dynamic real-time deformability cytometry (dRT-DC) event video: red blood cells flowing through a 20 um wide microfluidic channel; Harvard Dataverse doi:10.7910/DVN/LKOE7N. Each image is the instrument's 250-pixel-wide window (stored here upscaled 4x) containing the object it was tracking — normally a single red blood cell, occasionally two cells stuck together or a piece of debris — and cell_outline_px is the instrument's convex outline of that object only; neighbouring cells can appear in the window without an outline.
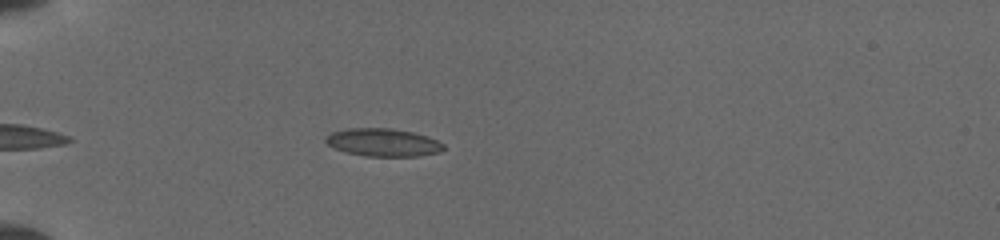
{"species": "common noctule bat (a hibernating species)", "species_latin": "Nyctalus noctula", "temperature_condition": "cold", "stored_images_in_passage": 16, "camera_frame_rate_fps": 3000, "um_per_image_px": 0.085, "animal": {"sex": "female", "body_mass_g": 19.5, "forearm_length_mm": 54.1}, "frame": {"image": 1, "passage_image": 1, "time_ms": 0.0, "image_size_px": [1000, 240], "cell_outline_px": [[444, 148], [440, 152], [416, 156], [368, 156], [348, 152], [336, 148], [328, 144], [324, 140], [324, 136], [332, 132], [348, 128], [392, 128], [412, 132], [436, 140], [444, 144]], "centroid_in_image_um": [32.54, 12.1], "position_along_channel_um": 52.5, "area_um2": 18.9}}
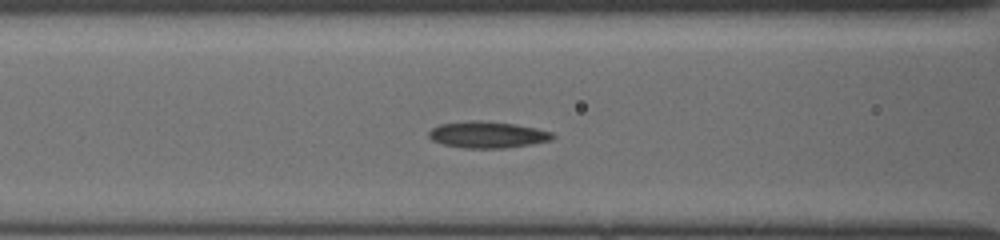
{"frame": {"image": 2, "passage_image": 5, "time_ms": 1.0, "image_size_px": [1000, 240], "cell_outline_px": [[556, 136], [552, 140], [532, 144], [508, 148], [464, 148], [444, 144], [432, 140], [428, 136], [428, 132], [432, 128], [440, 124], [512, 124], [536, 128], [552, 132]], "centroid_in_image_um": [41.51, 11.52], "position_along_channel_um": 125.1, "area_um2": 17.98}}
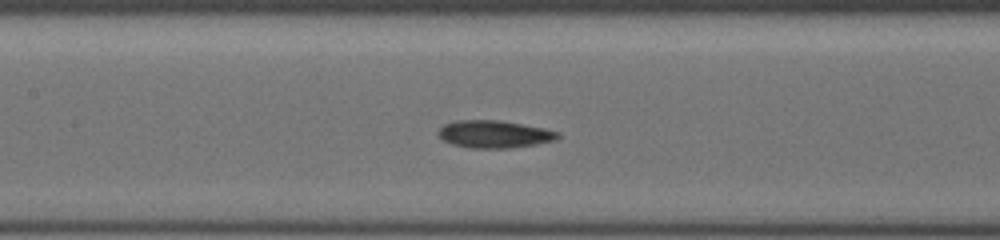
{"frame": {"image": 3, "passage_image": 11, "time_ms": 2.0, "image_size_px": [1000, 240], "cell_outline_px": [[560, 136], [556, 140], [536, 144], [512, 148], [472, 148], [452, 144], [444, 140], [436, 132], [444, 124], [456, 120], [500, 120], [544, 128], [560, 132]], "centroid_in_image_um": [42.03, 11.4], "position_along_channel_um": 165.4, "area_um2": 19.19}}